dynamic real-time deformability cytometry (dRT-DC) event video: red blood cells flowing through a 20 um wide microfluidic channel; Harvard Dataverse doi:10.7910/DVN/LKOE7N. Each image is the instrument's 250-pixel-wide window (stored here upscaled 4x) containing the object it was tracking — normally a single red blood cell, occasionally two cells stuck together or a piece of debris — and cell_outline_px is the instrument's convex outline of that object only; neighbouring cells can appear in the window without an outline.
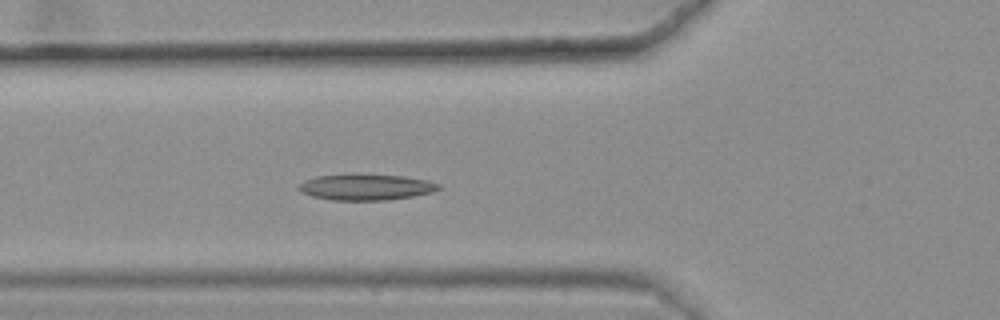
{"species": "common noctule bat (a hibernating species)", "species_latin": "Nyctalus noctula", "temperature_condition": "warm", "stored_images_in_passage": 46, "camera_frame_rate_fps": 3000, "um_per_image_px": 0.085, "animal": {"sex": "female", "body_mass_g": 25.1}, "frame": {"image": 1, "passage_image": 20, "time_ms": 6.333, "image_size_px": [1000, 320], "cell_outline_px": [[440, 188], [432, 192], [412, 196], [388, 200], [332, 200], [312, 196], [300, 192], [296, 188], [304, 180], [316, 176], [404, 176], [428, 180], [440, 184]], "centroid_in_image_um": [31.1, 15.93], "position_along_channel_um": 94.7, "area_um2": 20.58}}